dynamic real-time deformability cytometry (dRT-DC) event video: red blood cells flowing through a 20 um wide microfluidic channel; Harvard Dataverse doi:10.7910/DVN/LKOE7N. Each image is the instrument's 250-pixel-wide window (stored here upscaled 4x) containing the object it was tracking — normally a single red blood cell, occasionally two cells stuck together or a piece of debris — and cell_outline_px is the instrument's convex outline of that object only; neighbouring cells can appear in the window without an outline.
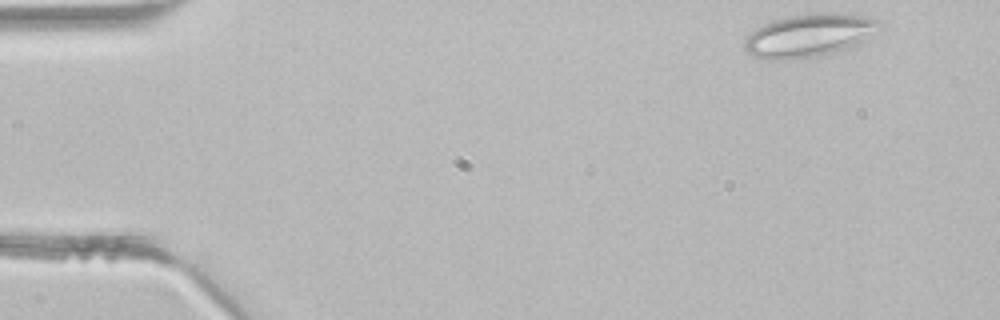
{"species": "common noctule bat (a hibernating species)", "species_latin": "Nyctalus noctula", "temperature_condition": "room temperature", "stored_images_in_passage": 3, "camera_frame_rate_fps": 3000, "um_per_image_px": 0.085, "animal": {"sex": "male", "body_mass_g": 21.5, "forearm_length_mm": 52.0}, "frame": {"image": 1, "passage_image": 1, "time_ms": 0.0, "image_size_px": [1000, 320], "cell_outline_px": [[888, 24], [876, 32], [848, 48], [840, 52], [824, 56], [784, 60], [768, 60], [756, 56], [748, 52], [744, 48], [744, 36], [756, 28], [764, 24], [776, 20], [792, 16], [820, 12], [844, 12], [880, 20]], "centroid_in_image_um": [68.83, 3.01], "position_along_channel_um": 16.2, "area_um2": 34.33}}